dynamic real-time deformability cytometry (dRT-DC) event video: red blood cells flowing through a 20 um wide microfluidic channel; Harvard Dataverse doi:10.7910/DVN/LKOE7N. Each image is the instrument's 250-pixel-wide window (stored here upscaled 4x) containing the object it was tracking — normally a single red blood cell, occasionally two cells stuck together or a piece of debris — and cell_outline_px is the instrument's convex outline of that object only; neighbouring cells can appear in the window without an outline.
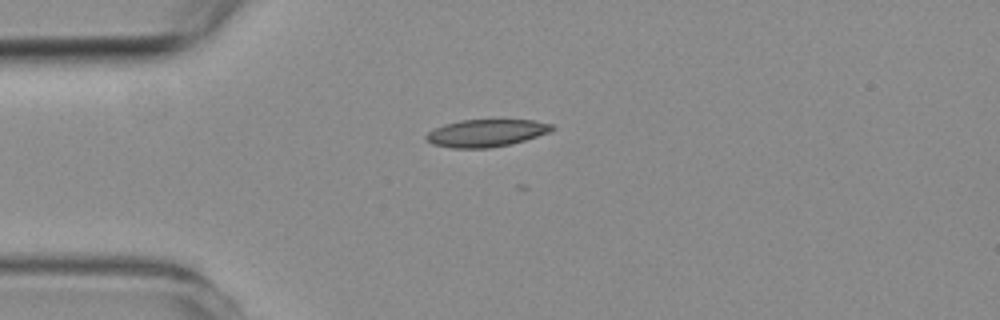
{"species": "common noctule bat (a hibernating species)", "species_latin": "Nyctalus noctula", "temperature_condition": "room temperature", "stored_images_in_passage": 4, "camera_frame_rate_fps": 3000, "um_per_image_px": 0.085, "animal": {"sex": "female", "body_mass_g": 19.3, "forearm_length_mm": 54.1}, "frame": {"image": 1, "passage_image": 1, "time_ms": 0.0, "image_size_px": [1000, 320], "cell_outline_px": [[556, 128], [548, 132], [512, 144], [488, 148], [452, 148], [432, 144], [424, 140], [424, 136], [428, 132], [444, 124], [460, 120], [532, 120], [552, 124]], "centroid_in_image_um": [41.28, 11.31], "position_along_channel_um": 43.7, "area_um2": 20.06}}
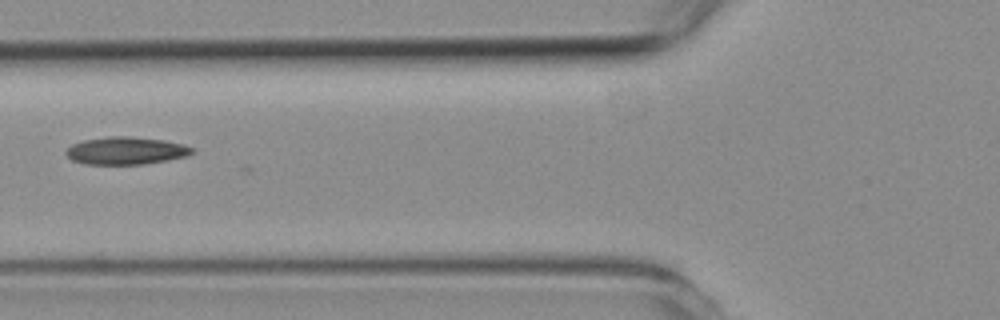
{"frame": {"image": 2, "passage_image": 3, "time_ms": 2.333, "image_size_px": [1000, 320], "cell_outline_px": [[196, 148], [188, 156], [168, 160], [144, 164], [84, 164], [72, 160], [64, 152], [72, 144], [84, 140], [108, 136], [128, 136], [164, 140], [184, 144]], "centroid_in_image_um": [10.73, 12.81], "position_along_channel_um": 115.1, "area_um2": 20.35}}
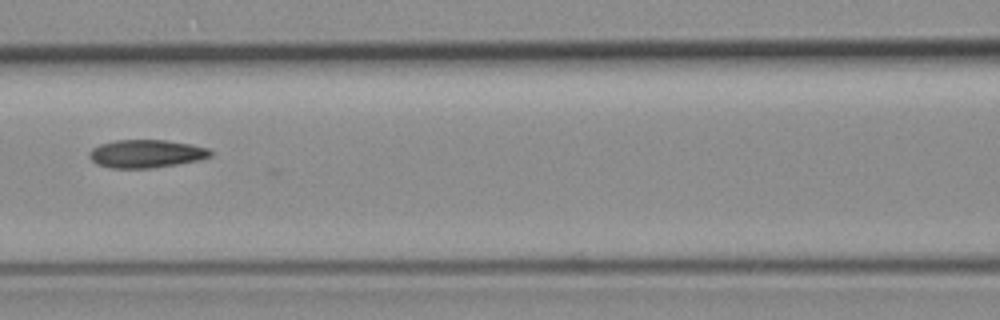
{"frame": {"image": 3, "passage_image": 4, "time_ms": 3.333, "image_size_px": [1000, 320], "cell_outline_px": [[212, 156], [200, 160], [152, 168], [112, 168], [96, 164], [88, 156], [92, 148], [100, 144], [116, 140], [164, 140], [192, 144], [208, 148], [212, 152]], "centroid_in_image_um": [12.43, 13.06], "position_along_channel_um": 154.2, "area_um2": 19.83}}